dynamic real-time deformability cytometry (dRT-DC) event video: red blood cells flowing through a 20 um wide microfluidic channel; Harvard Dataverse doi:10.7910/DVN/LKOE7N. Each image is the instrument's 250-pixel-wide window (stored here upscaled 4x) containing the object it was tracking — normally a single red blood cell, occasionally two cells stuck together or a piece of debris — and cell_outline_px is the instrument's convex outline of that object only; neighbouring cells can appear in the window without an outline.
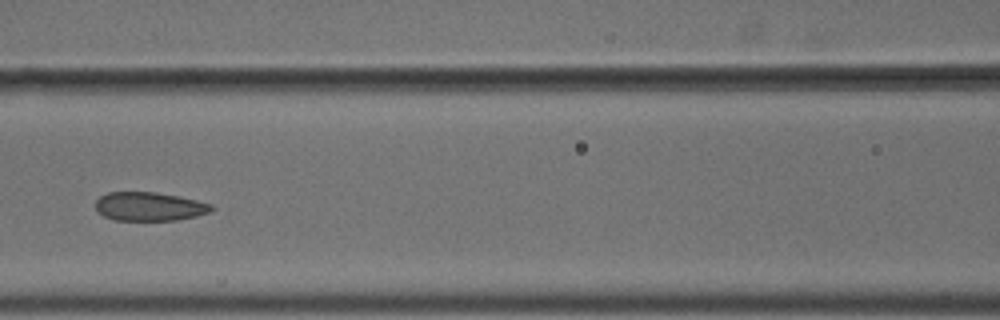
{"species": "common noctule bat (a hibernating species)", "species_latin": "Nyctalus noctula", "temperature_condition": "cold", "stored_images_in_passage": 7, "camera_frame_rate_fps": 3000, "um_per_image_px": 0.085, "animal": {"sex": "male", "body_mass_g": 18.8}, "frame": {"image": 1, "passage_image": 6, "time_ms": 1.667, "image_size_px": [1000, 320], "cell_outline_px": [[212, 212], [196, 216], [176, 220], [112, 220], [96, 212], [96, 200], [100, 196], [108, 192], [156, 192], [196, 200], [212, 204]], "centroid_in_image_um": [12.67, 17.56], "position_along_channel_um": 153.9, "area_um2": 19.42}}
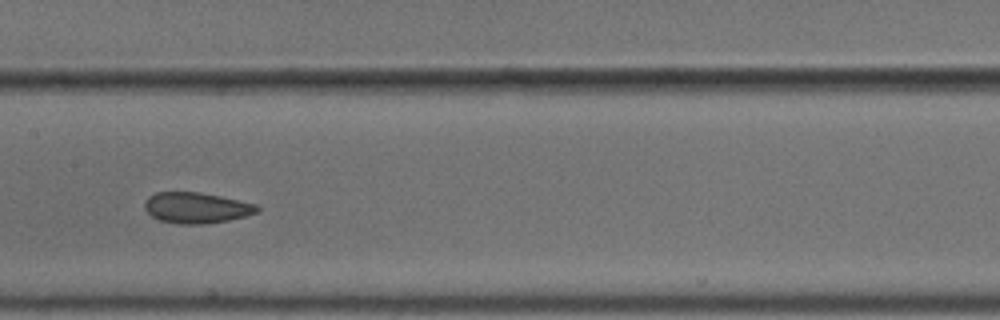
{"frame": {"image": 2, "passage_image": 7, "time_ms": 2.0, "image_size_px": [1000, 320], "cell_outline_px": [[260, 208], [256, 212], [244, 216], [228, 220], [200, 224], [180, 224], [160, 220], [152, 216], [144, 208], [144, 200], [148, 196], [156, 192], [200, 192], [220, 196], [256, 204]], "centroid_in_image_um": [16.65, 17.65], "position_along_channel_um": 190.8, "area_um2": 20.06}}